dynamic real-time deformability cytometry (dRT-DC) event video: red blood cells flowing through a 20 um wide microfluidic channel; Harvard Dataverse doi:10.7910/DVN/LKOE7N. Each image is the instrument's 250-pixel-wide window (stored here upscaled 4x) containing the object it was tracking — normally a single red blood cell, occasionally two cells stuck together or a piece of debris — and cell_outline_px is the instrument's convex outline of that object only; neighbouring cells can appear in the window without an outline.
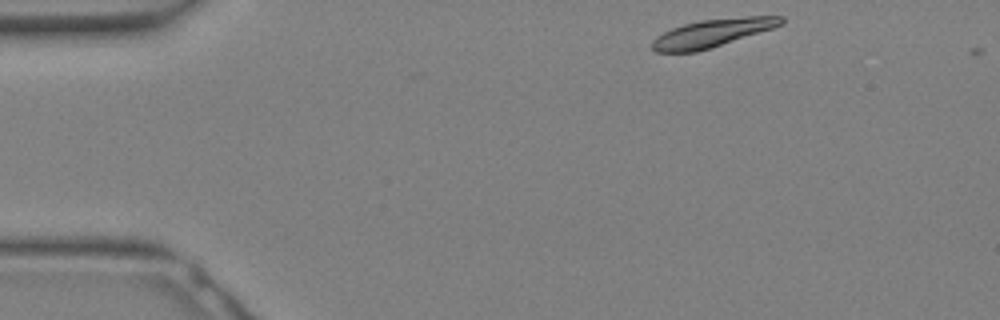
{"species": "Egyptian fruit bat (a non-hibernating species)", "species_latin": "Rousettus aegyptiacus", "temperature_condition": "warm", "stored_images_in_passage": 8, "camera_frame_rate_fps": 3000, "um_per_image_px": 0.085, "animal": {"sex": "female"}, "frame": {"image": 1, "passage_image": 1, "time_ms": 0.0, "image_size_px": [1000, 320], "cell_outline_px": [[784, 24], [712, 48], [696, 52], [656, 52], [652, 48], [652, 40], [656, 36], [672, 28], [684, 24], [700, 20], [748, 16], [784, 16]], "centroid_in_image_um": [60.54, 2.81], "position_along_channel_um": 24.5, "area_um2": 20.98}}
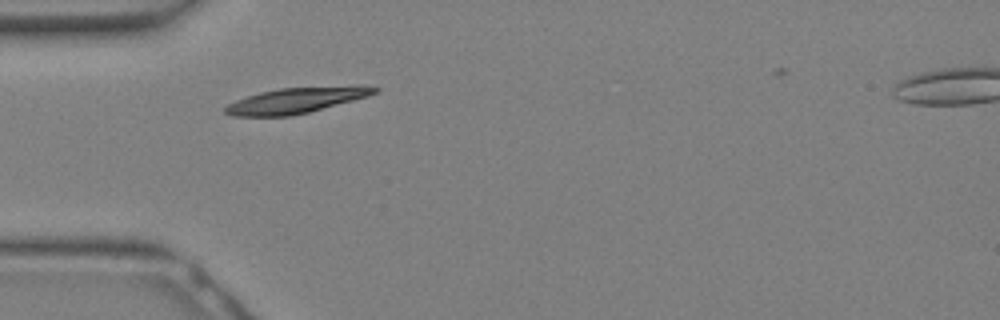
{"frame": {"image": 2, "passage_image": 6, "time_ms": 1.667, "image_size_px": [1000, 320], "cell_outline_px": [[380, 92], [368, 96], [308, 112], [288, 116], [232, 116], [224, 112], [224, 108], [228, 104], [236, 100], [260, 92], [280, 88], [356, 84], [364, 84], [380, 88]], "centroid_in_image_um": [25.27, 8.49], "position_along_channel_um": 59.7, "area_um2": 22.6}}
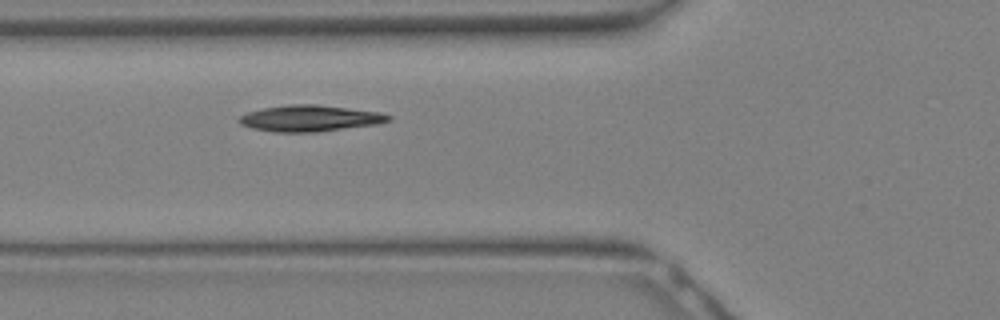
{"frame": {"image": 3, "passage_image": 8, "time_ms": 2.333, "image_size_px": [1000, 320], "cell_outline_px": [[392, 120], [376, 124], [316, 132], [272, 132], [252, 128], [240, 124], [236, 120], [240, 116], [248, 112], [264, 108], [288, 104], [316, 104], [380, 112], [392, 116]], "centroid_in_image_um": [26.32, 10.06], "position_along_channel_um": 99.5, "area_um2": 22.83}}